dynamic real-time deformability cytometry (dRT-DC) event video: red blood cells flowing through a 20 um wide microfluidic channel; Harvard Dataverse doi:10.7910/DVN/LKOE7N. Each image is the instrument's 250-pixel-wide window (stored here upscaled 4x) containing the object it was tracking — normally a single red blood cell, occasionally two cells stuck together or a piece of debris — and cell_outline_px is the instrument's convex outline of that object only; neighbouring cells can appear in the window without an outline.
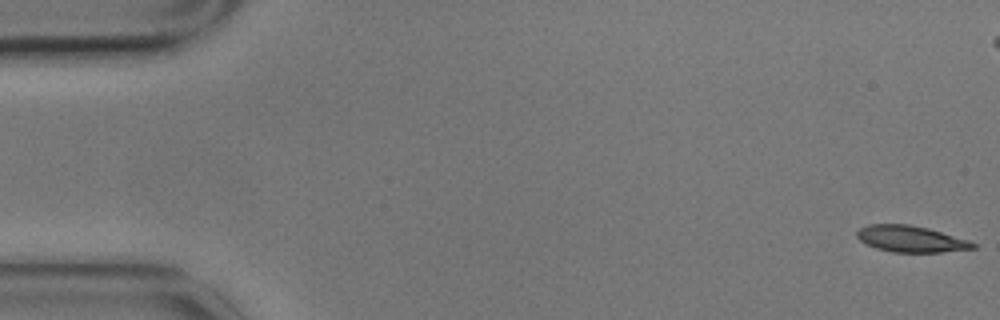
{"species": "common noctule bat (a hibernating species)", "species_latin": "Nyctalus noctula", "temperature_condition": "cold", "stored_images_in_passage": 7, "camera_frame_rate_fps": 3000, "um_per_image_px": 0.085, "animal": {"sex": "male", "body_mass_g": 17.9}, "frame": {"image": 1, "passage_image": 1, "time_ms": 0.0, "image_size_px": [1000, 320], "cell_outline_px": [[976, 248], [940, 252], [892, 252], [876, 248], [860, 240], [856, 236], [856, 232], [860, 228], [868, 224], [908, 224], [928, 228], [968, 240], [976, 244]], "centroid_in_image_um": [77.4, 20.3], "position_along_channel_um": 7.6, "area_um2": 17.69}}